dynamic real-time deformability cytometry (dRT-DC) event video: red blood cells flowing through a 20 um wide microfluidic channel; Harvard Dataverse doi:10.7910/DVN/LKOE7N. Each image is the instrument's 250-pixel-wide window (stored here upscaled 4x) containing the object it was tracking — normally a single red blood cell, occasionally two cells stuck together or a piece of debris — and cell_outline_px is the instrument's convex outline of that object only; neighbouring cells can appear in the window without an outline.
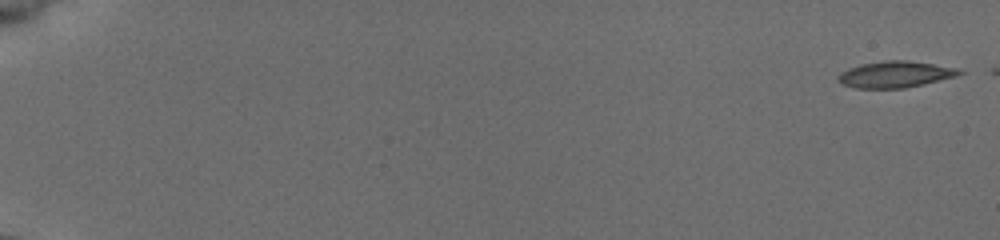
{"species": "common noctule bat (a hibernating species)", "species_latin": "Nyctalus noctula", "temperature_condition": "cold", "stored_images_in_passage": 51, "camera_frame_rate_fps": 3000, "um_per_image_px": 0.085, "animal": {"sex": "female", "body_mass_g": 19.5, "forearm_length_mm": 54.1}, "frame": {"image": 1, "passage_image": 1, "time_ms": 0.0, "image_size_px": [1000, 240], "cell_outline_px": [[964, 72], [956, 76], [924, 84], [904, 88], [856, 88], [844, 84], [836, 80], [836, 76], [840, 72], [848, 68], [864, 64], [888, 60], [908, 60], [956, 68]], "centroid_in_image_um": [76.06, 6.33], "position_along_channel_um": 8.9, "area_um2": 18.44}}
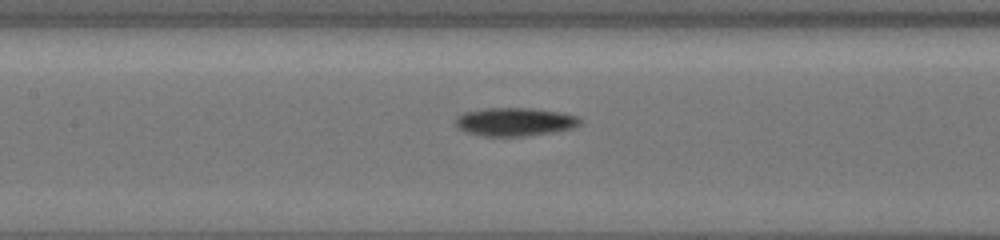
{"frame": {"image": 2, "passage_image": 28, "time_ms": 9.0, "image_size_px": [1000, 240], "cell_outline_px": [[584, 120], [580, 124], [572, 128], [552, 132], [528, 136], [484, 136], [468, 132], [460, 128], [456, 124], [456, 116], [464, 112], [484, 108], [532, 108], [560, 112], [576, 116]], "centroid_in_image_um": [43.78, 10.35], "position_along_channel_um": 163.6, "area_um2": 20.52}}
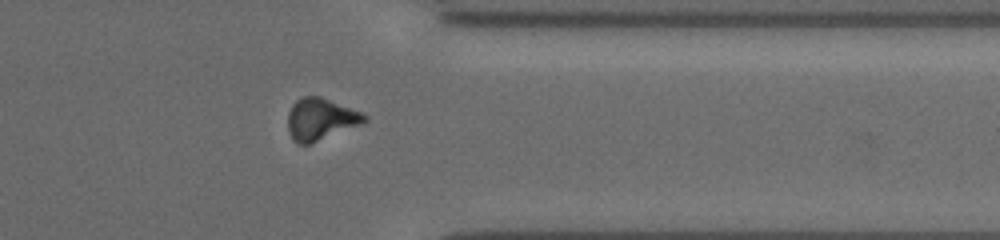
{"frame": {"image": 3, "passage_image": 45, "time_ms": 14.667, "image_size_px": [1000, 240], "cell_outline_px": [[368, 120], [364, 124], [308, 144], [296, 144], [292, 140], [288, 132], [288, 112], [292, 104], [300, 96], [320, 96], [364, 112], [368, 116]], "centroid_in_image_um": [27.27, 10.12], "position_along_channel_um": 384.1, "area_um2": 19.13}}